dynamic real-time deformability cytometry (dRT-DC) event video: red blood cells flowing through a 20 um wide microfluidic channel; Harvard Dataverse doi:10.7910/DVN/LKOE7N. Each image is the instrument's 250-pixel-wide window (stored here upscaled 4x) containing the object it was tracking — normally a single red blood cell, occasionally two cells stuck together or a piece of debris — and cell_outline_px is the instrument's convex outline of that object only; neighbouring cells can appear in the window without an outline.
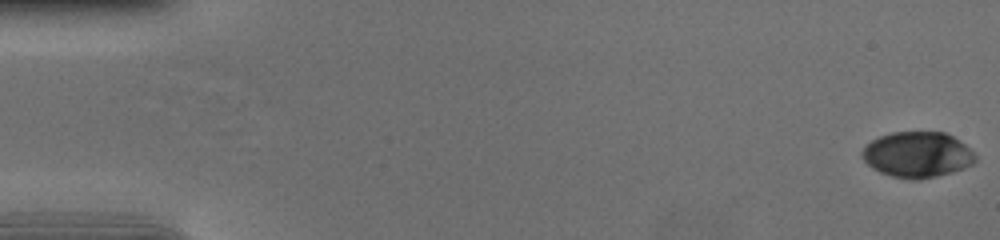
{"species": "human", "species_latin": "Homo sapiens", "temperature_condition": "cold", "stored_images_in_passage": 57, "camera_frame_rate_fps": 3000, "um_per_image_px": 0.085, "donor": {"sex": "female"}, "frame": {"image": 1, "passage_image": 1, "time_ms": 0.0, "image_size_px": [1000, 240], "cell_outline_px": [[976, 160], [972, 164], [964, 168], [952, 172], [920, 180], [908, 180], [892, 176], [880, 172], [872, 168], [860, 156], [860, 152], [872, 140], [880, 136], [892, 132], [944, 132], [952, 136], [964, 144], [976, 156]], "centroid_in_image_um": [77.95, 13.16], "position_along_channel_um": 7.0, "area_um2": 30.11}}
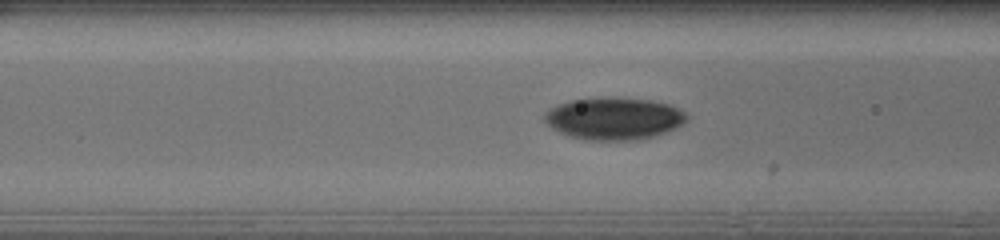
{"frame": {"image": 2, "passage_image": 23, "time_ms": 7.333, "image_size_px": [1000, 240], "cell_outline_px": [[688, 120], [684, 124], [676, 128], [640, 140], [584, 140], [568, 136], [552, 128], [544, 120], [544, 112], [548, 108], [556, 104], [572, 100], [600, 96], [616, 96], [652, 100], [668, 104], [684, 112], [688, 116]], "centroid_in_image_um": [52.16, 10.05], "position_along_channel_um": 114.4, "area_um2": 35.6}}
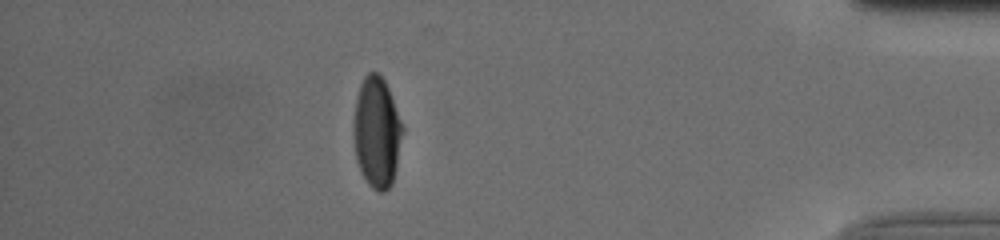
{"frame": {"image": 3, "passage_image": 50, "time_ms": 16.333, "image_size_px": [1000, 240], "cell_outline_px": [[404, 132], [396, 168], [392, 184], [384, 192], [380, 192], [372, 188], [368, 184], [360, 172], [356, 160], [352, 136], [352, 124], [356, 96], [360, 84], [364, 76], [368, 72], [376, 72], [384, 80], [388, 88], [404, 124]], "centroid_in_image_um": [32.02, 11.25], "position_along_channel_um": 403.2, "area_um2": 32.43}, "authors_computed_cell_mechanics": {"area_um2": 32.5414, "velocity_mm_per_s": 3.7169, "shape_relaxation_time_tau1_ms": 3.9447, "shape_relaxation_time_tau2_ms": 2.294, "deformation_change_tau1": 0.1517, "deformation_change_tau2": 0.031}}